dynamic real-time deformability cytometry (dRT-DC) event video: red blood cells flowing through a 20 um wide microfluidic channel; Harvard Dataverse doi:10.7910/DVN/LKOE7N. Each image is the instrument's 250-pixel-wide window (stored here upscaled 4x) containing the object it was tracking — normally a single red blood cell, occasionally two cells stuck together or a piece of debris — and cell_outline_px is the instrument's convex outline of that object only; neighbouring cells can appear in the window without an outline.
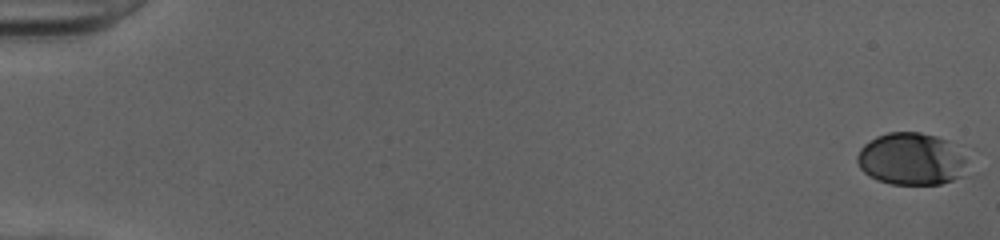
{"species": "human", "species_latin": "Homo sapiens", "temperature_condition": "cold", "stored_images_in_passage": 52, "camera_frame_rate_fps": 3000, "um_per_image_px": 0.085, "donor": {"sex": "female"}, "frame": {"image": 1, "passage_image": 1, "time_ms": 0.0, "image_size_px": [1000, 240], "cell_outline_px": [[964, 172], [960, 176], [952, 180], [940, 184], [892, 184], [876, 180], [868, 176], [860, 168], [856, 160], [856, 156], [860, 148], [864, 144], [876, 136], [888, 132], [920, 132], [936, 136], [948, 140], [964, 156]], "centroid_in_image_um": [77.4, 13.51], "position_along_channel_um": 7.6, "area_um2": 33.47}}
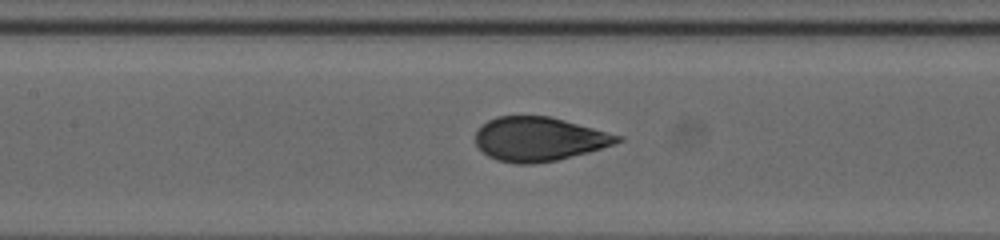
{"frame": {"image": 2, "passage_image": 26, "time_ms": 8.333, "image_size_px": [1000, 240], "cell_outline_px": [[624, 140], [588, 152], [556, 160], [532, 164], [516, 164], [496, 160], [488, 156], [476, 144], [476, 132], [488, 120], [496, 116], [548, 116], [564, 120], [624, 136]], "centroid_in_image_um": [45.82, 11.82], "position_along_channel_um": 161.6, "area_um2": 36.18}}
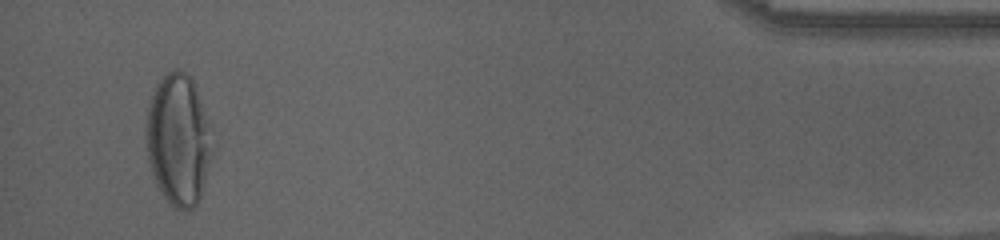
{"frame": {"image": 3, "passage_image": 50, "time_ms": 16.333, "image_size_px": [1000, 240], "cell_outline_px": [[208, 160], [204, 180], [200, 196], [196, 204], [188, 212], [184, 212], [176, 208], [164, 196], [156, 184], [148, 160], [148, 108], [156, 84], [172, 68], [176, 68], [184, 72], [192, 80], [200, 104], [204, 120], [208, 152]], "centroid_in_image_um": [15.08, 11.92], "position_along_channel_um": 420.1, "area_um2": 47.63}, "authors_computed_cell_mechanics": {"area_um2": 36.703, "velocity_mm_per_s": 4.053, "shape_relaxation_time_tau1_ms": 4.0201, "shape_relaxation_time_tau2_ms": null, "deformation_change_tau1": 0.1852, "deformation_change_tau2": null}}